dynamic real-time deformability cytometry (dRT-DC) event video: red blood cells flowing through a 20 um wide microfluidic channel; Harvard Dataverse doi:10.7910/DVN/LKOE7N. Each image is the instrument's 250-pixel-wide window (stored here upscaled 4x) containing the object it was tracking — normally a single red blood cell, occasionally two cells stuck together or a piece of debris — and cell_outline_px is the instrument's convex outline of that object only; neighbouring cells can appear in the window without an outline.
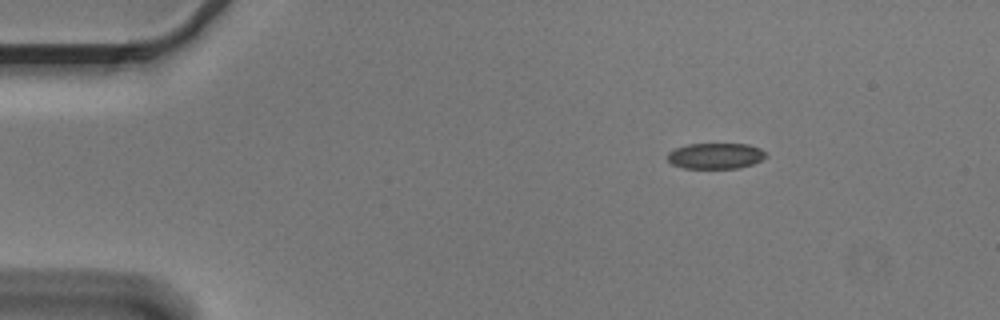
{"species": "Egyptian fruit bat (a non-hibernating species)", "species_latin": "Rousettus aegyptiacus", "temperature_condition": "cold", "stored_images_in_passage": 3, "camera_frame_rate_fps": 3000, "um_per_image_px": 0.085, "animal": {"sex": "male"}, "frame": {"image": 1, "passage_image": 1, "time_ms": 0.0, "image_size_px": [1000, 320], "cell_outline_px": [[768, 156], [752, 164], [736, 168], [684, 168], [672, 164], [668, 160], [668, 152], [676, 148], [688, 144], [748, 144], [760, 148]], "centroid_in_image_um": [60.82, 13.24], "position_along_channel_um": 24.2, "area_um2": 14.68}}
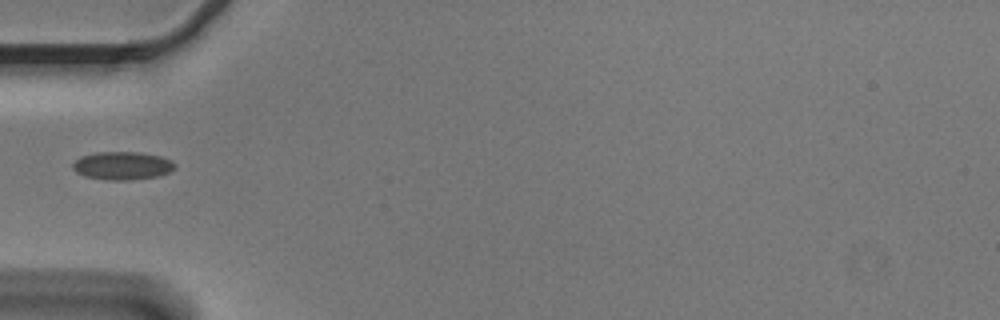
{"frame": {"image": 2, "passage_image": 3, "time_ms": 0.667, "image_size_px": [1000, 320], "cell_outline_px": [[176, 168], [168, 172], [156, 176], [128, 180], [108, 180], [84, 176], [76, 172], [72, 168], [72, 164], [80, 156], [96, 152], [140, 152], [160, 156], [172, 160], [176, 164]], "centroid_in_image_um": [10.39, 14.07], "position_along_channel_um": 74.6, "area_um2": 16.76}}